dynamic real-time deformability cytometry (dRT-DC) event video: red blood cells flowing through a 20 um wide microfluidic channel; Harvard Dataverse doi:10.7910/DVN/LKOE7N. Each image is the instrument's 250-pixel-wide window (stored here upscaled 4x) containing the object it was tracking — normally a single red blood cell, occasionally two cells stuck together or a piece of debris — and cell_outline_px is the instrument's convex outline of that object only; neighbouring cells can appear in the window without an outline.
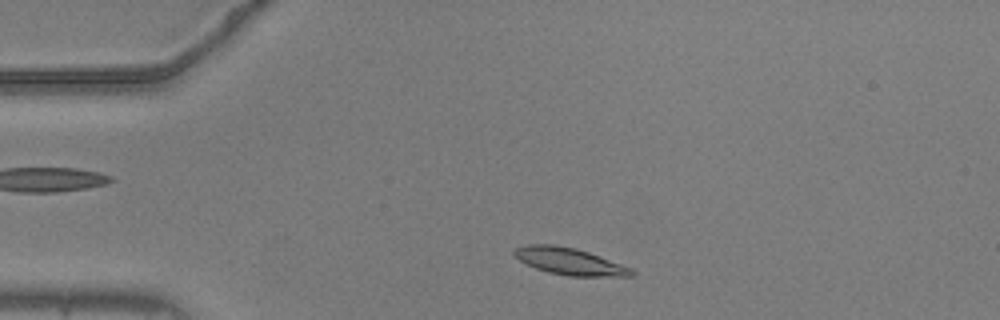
{"species": "common noctule bat (a hibernating species)", "species_latin": "Nyctalus noctula", "temperature_condition": "warm", "stored_images_in_passage": 48, "camera_frame_rate_fps": 3000, "um_per_image_px": 0.085, "animal": {"sex": "male", "body_mass_g": 20.5, "forearm_length_mm": 52.5}, "frame": {"image": 1, "passage_image": 5, "time_ms": 1.333, "image_size_px": [1000, 320], "cell_outline_px": [[636, 276], [568, 276], [548, 272], [536, 268], [520, 260], [512, 252], [516, 248], [528, 244], [552, 244], [576, 248], [588, 252], [632, 268], [636, 272]], "centroid_in_image_um": [48.44, 22.22], "position_along_channel_um": 36.6, "area_um2": 18.26}}
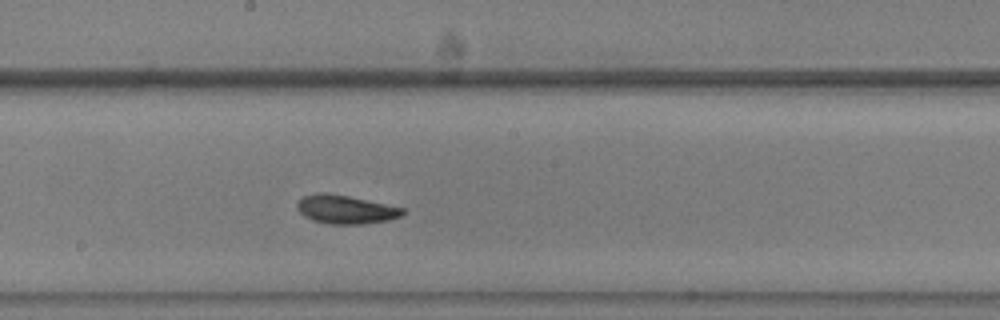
{"frame": {"image": 2, "passage_image": 23, "time_ms": 7.333, "image_size_px": [1000, 320], "cell_outline_px": [[404, 212], [400, 216], [388, 220], [364, 224], [328, 224], [312, 220], [304, 216], [296, 208], [296, 204], [304, 196], [316, 192], [324, 192], [348, 196], [404, 208]], "centroid_in_image_um": [29.34, 17.8], "position_along_channel_um": 218.9, "area_um2": 17.51}}
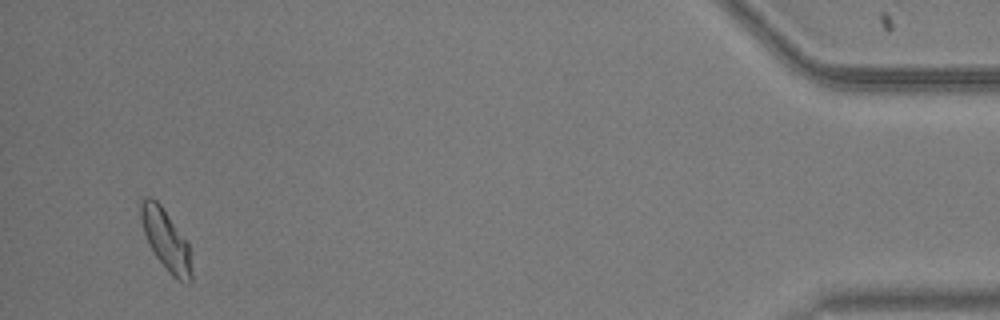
{"frame": {"image": 3, "passage_image": 46, "time_ms": 15.0, "image_size_px": [1000, 320], "cell_outline_px": [[192, 280], [188, 284], [184, 284], [176, 280], [168, 272], [156, 256], [148, 244], [144, 232], [140, 216], [140, 200], [144, 196], [152, 196], [160, 204], [188, 240], [192, 272]], "centroid_in_image_um": [14.12, 20.4], "position_along_channel_um": 421.1, "area_um2": 18.38}, "authors_computed_cell_mechanics": {"area_um2": 17.4267, "velocity_mm_per_s": 3.647, "shape_relaxation_time_tau1_ms": 3.4746, "shape_relaxation_time_tau2_ms": 2.6604, "deformation_change_tau1": 0.1294, "deformation_change_tau2": 0.0822}}